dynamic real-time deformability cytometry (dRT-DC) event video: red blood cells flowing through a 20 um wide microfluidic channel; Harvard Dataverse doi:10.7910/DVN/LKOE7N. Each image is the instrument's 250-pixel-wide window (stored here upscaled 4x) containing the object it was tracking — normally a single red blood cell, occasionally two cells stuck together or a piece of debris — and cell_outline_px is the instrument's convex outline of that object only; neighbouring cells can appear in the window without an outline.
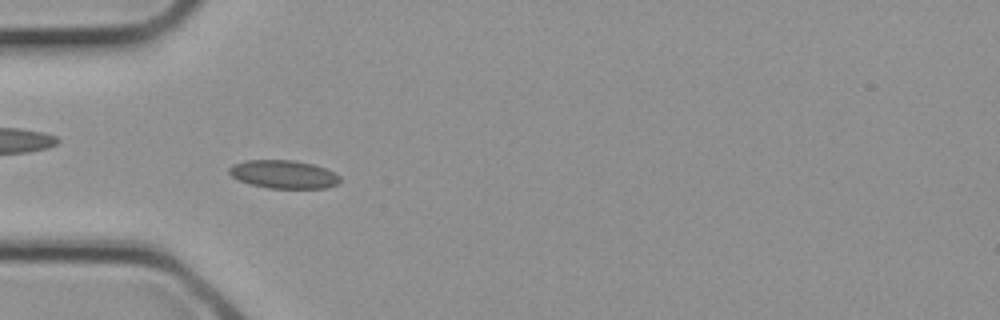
{"species": "common noctule bat (a hibernating species)", "species_latin": "Nyctalus noctula", "temperature_condition": "cold", "stored_images_in_passage": 32, "camera_frame_rate_fps": 3000, "um_per_image_px": 0.085, "animal": {"sex": "female", "body_mass_g": 21.9}, "frame": {"image": 1, "passage_image": 10, "time_ms": 3.0, "image_size_px": [1000, 320], "cell_outline_px": [[340, 180], [336, 184], [328, 188], [268, 188], [248, 184], [232, 176], [228, 172], [228, 168], [232, 164], [248, 160], [292, 160], [312, 164], [324, 168], [340, 176]], "centroid_in_image_um": [24.07, 14.82], "position_along_channel_um": 60.9, "area_um2": 18.15}}
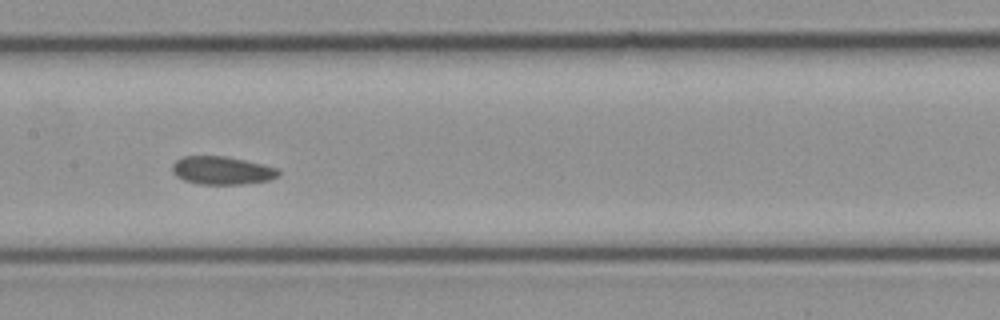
{"frame": {"image": 2, "passage_image": 16, "time_ms": 5.0, "image_size_px": [1000, 320], "cell_outline_px": [[280, 172], [276, 176], [268, 180], [240, 184], [200, 184], [184, 180], [176, 176], [172, 172], [172, 164], [176, 160], [184, 156], [224, 156], [264, 164], [280, 168]], "centroid_in_image_um": [18.85, 14.48], "position_along_channel_um": 188.5, "area_um2": 17.34}}
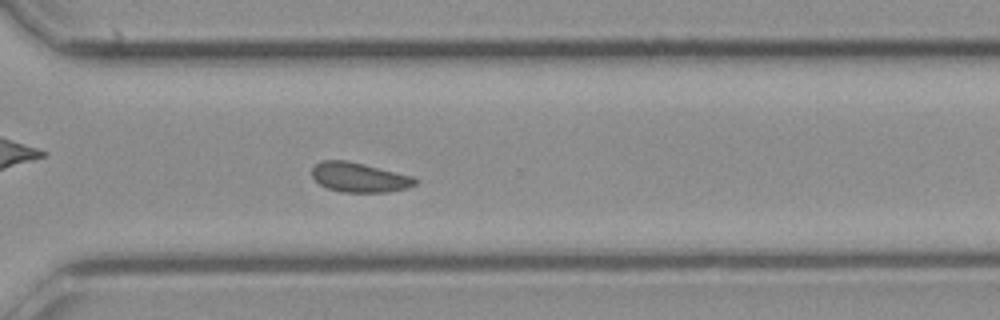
{"frame": {"image": 3, "passage_image": 23, "time_ms": 7.333, "image_size_px": [1000, 320], "cell_outline_px": [[420, 180], [416, 184], [404, 188], [388, 192], [340, 192], [328, 188], [320, 184], [312, 176], [312, 168], [320, 160], [348, 160], [412, 176]], "centroid_in_image_um": [30.53, 15.07], "position_along_channel_um": 340.1, "area_um2": 17.74}}